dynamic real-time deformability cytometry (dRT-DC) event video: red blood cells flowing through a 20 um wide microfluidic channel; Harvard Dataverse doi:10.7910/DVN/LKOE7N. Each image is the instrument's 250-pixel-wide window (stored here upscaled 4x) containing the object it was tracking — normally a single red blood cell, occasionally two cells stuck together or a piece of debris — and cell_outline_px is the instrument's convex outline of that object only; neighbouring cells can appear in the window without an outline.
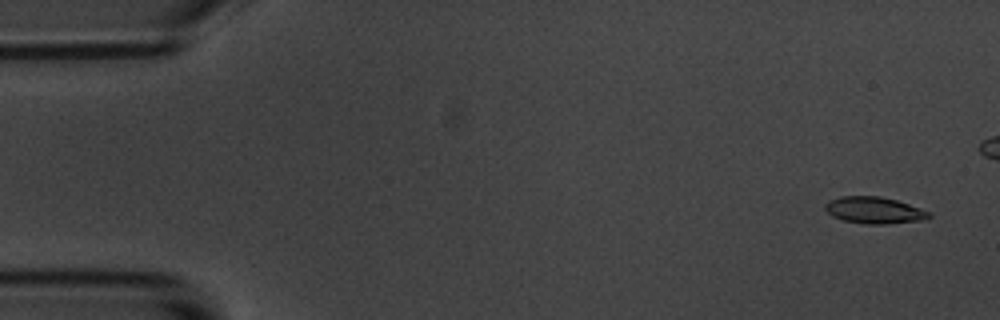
{"species": "common noctule bat (a hibernating species)", "species_latin": "Nyctalus noctula", "temperature_condition": "room temperature", "stored_images_in_passage": 6, "camera_frame_rate_fps": 3000, "um_per_image_px": 0.085, "animal": {"sex": "male", "body_mass_g": 20.1, "forearm_length_mm": 53.5}, "frame": {"image": 1, "passage_image": 1, "time_ms": 0.0, "image_size_px": [1000, 320], "cell_outline_px": [[932, 216], [924, 220], [884, 224], [868, 224], [844, 220], [832, 216], [824, 208], [824, 204], [828, 200], [840, 196], [880, 196], [896, 200], [932, 212]], "centroid_in_image_um": [74.31, 17.86], "position_along_channel_um": 10.7, "area_um2": 16.18}}